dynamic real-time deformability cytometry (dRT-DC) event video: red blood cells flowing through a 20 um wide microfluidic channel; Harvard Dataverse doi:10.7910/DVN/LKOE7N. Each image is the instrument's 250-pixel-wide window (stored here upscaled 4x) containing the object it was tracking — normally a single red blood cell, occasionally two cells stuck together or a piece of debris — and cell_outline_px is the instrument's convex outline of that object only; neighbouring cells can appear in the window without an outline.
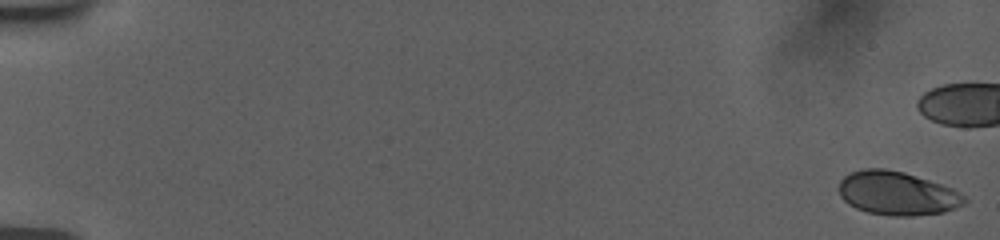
{"species": "human", "species_latin": "Homo sapiens", "temperature_condition": "room temperature", "stored_images_in_passage": 29, "camera_frame_rate_fps": 3000, "um_per_image_px": 0.085, "donor": {"sex": "female"}, "frame": {"image": 1, "passage_image": 1, "time_ms": 0.0, "image_size_px": [1000, 240], "cell_outline_px": [[968, 200], [964, 204], [944, 212], [912, 216], [892, 216], [868, 212], [856, 208], [848, 204], [840, 196], [836, 188], [840, 180], [844, 176], [852, 172], [864, 168], [884, 168], [904, 172], [952, 188], [960, 192]], "centroid_in_image_um": [76.22, 16.43], "position_along_channel_um": 8.8, "area_um2": 32.08}}
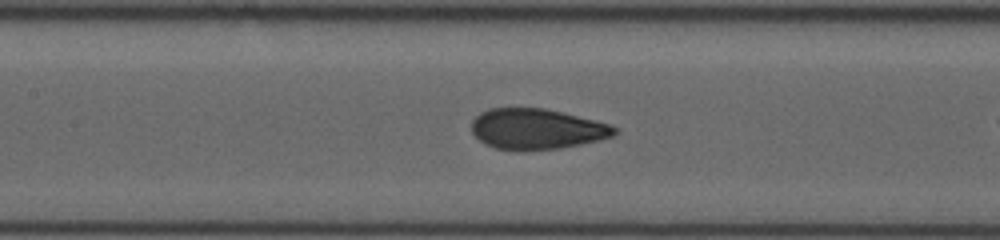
{"frame": {"image": 2, "passage_image": 19, "time_ms": 9.0, "image_size_px": [1000, 240], "cell_outline_px": [[616, 132], [612, 136], [600, 140], [560, 148], [524, 152], [520, 152], [496, 148], [484, 144], [472, 132], [472, 120], [480, 112], [488, 108], [544, 108], [608, 124], [616, 128]], "centroid_in_image_um": [45.56, 10.99], "position_along_channel_um": 161.8, "area_um2": 33.81}}
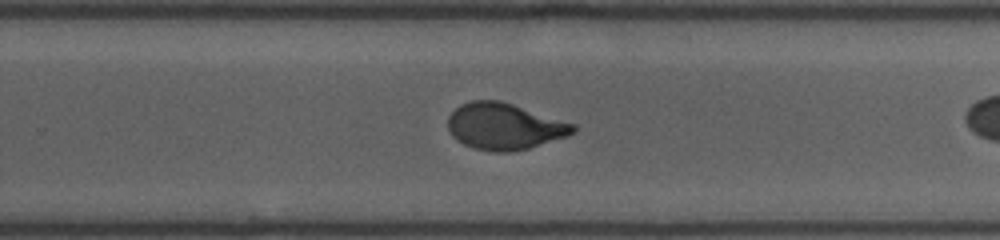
{"frame": {"image": 3, "passage_image": 27, "time_ms": 12.333, "image_size_px": [1000, 240], "cell_outline_px": [[576, 132], [568, 136], [528, 148], [508, 152], [492, 152], [472, 148], [456, 140], [452, 136], [448, 128], [448, 116], [460, 104], [472, 100], [500, 100], [576, 124]], "centroid_in_image_um": [42.87, 10.74], "position_along_channel_um": 286.9, "area_um2": 34.04}}